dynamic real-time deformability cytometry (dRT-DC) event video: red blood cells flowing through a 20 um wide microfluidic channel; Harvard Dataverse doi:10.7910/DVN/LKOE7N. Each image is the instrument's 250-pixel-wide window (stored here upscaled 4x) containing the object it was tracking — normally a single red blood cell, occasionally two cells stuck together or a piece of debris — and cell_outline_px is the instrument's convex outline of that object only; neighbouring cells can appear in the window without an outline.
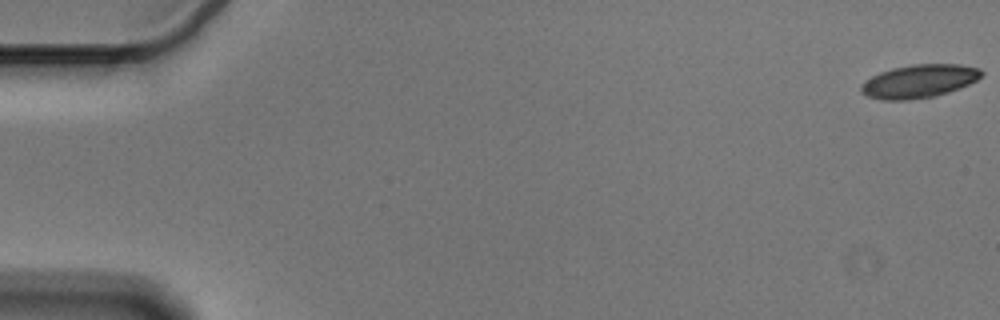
{"species": "Egyptian fruit bat (a non-hibernating species)", "species_latin": "Rousettus aegyptiacus", "temperature_condition": "cold", "stored_images_in_passage": 57, "camera_frame_rate_fps": 3000, "um_per_image_px": 0.085, "animal": {"sex": "male"}, "frame": {"image": 1, "passage_image": 1, "time_ms": 0.0, "image_size_px": [1000, 320], "cell_outline_px": [[984, 72], [976, 80], [960, 88], [936, 96], [908, 100], [880, 100], [868, 96], [860, 92], [860, 84], [864, 80], [880, 72], [892, 68], [912, 64], [960, 64], [980, 68]], "centroid_in_image_um": [78.09, 6.9], "position_along_channel_um": 6.9, "area_um2": 23.52}}
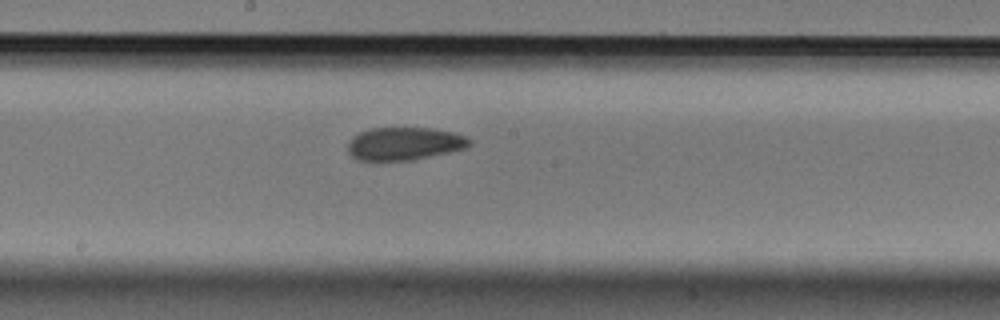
{"frame": {"image": 2, "passage_image": 31, "time_ms": 10.0, "image_size_px": [1000, 320], "cell_outline_px": [[472, 144], [468, 148], [412, 160], [356, 160], [348, 152], [348, 144], [352, 136], [360, 132], [372, 128], [432, 128], [452, 132], [464, 136], [472, 140]], "centroid_in_image_um": [34.39, 12.21], "position_along_channel_um": 213.8, "area_um2": 23.35}}
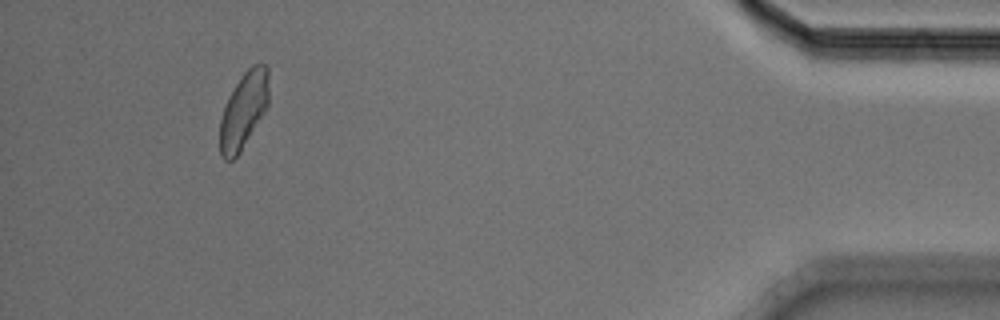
{"frame": {"image": 3, "passage_image": 53, "time_ms": 17.333, "image_size_px": [1000, 320], "cell_outline_px": [[268, 108], [240, 152], [232, 160], [224, 160], [220, 156], [220, 120], [224, 108], [236, 84], [244, 72], [252, 64], [268, 64]], "centroid_in_image_um": [20.73, 9.39], "position_along_channel_um": 414.5, "area_um2": 21.68}, "authors_computed_cell_mechanics": {"area_um2": 23.5246, "velocity_mm_per_s": 3.5794, "shape_relaxation_time_tau1_ms": 7.3734, "shape_relaxation_time_tau2_ms": 2.5913, "deformation_change_tau1": 0.1341, "deformation_change_tau2": 0.0783}}